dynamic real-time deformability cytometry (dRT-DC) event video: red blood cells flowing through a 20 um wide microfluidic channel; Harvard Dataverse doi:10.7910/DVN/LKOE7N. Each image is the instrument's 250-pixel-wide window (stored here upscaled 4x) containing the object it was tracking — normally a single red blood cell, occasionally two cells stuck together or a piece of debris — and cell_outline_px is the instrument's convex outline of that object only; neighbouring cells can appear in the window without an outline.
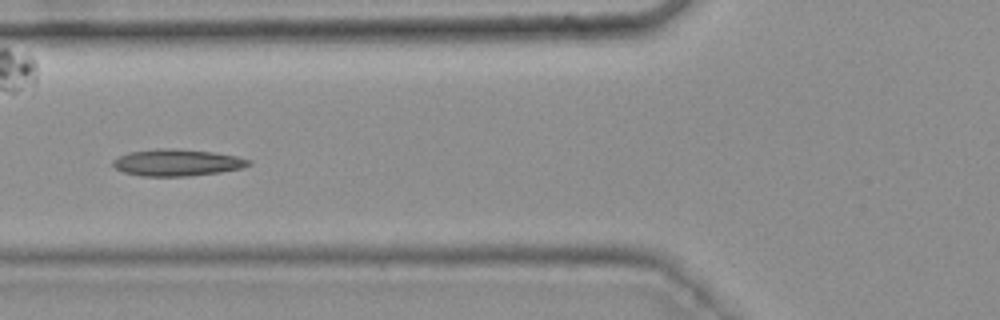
{"species": "common noctule bat (a hibernating species)", "species_latin": "Nyctalus noctula", "temperature_condition": "warm", "stored_images_in_passage": 48, "camera_frame_rate_fps": 3000, "um_per_image_px": 0.085, "animal": {"sex": "female", "body_mass_g": 25.1}, "frame": {"image": 1, "passage_image": 21, "time_ms": 6.667, "image_size_px": [1000, 320], "cell_outline_px": [[252, 164], [244, 168], [220, 172], [192, 176], [140, 176], [124, 172], [116, 168], [112, 164], [112, 160], [128, 152], [156, 148], [176, 148], [212, 152], [236, 156], [252, 160]], "centroid_in_image_um": [15.07, 13.82], "position_along_channel_um": 110.7, "area_um2": 21.39}, "authors_computed_cell_mechanics": {"area_um2": 20.4901, "velocity_mm_per_s": 3.7172, "shape_relaxation_time_tau1_ms": 9.4353, "shape_relaxation_time_tau2_ms": 2.694, "deformation_change_tau1": 0.1979, "deformation_change_tau2": 0.0717}}